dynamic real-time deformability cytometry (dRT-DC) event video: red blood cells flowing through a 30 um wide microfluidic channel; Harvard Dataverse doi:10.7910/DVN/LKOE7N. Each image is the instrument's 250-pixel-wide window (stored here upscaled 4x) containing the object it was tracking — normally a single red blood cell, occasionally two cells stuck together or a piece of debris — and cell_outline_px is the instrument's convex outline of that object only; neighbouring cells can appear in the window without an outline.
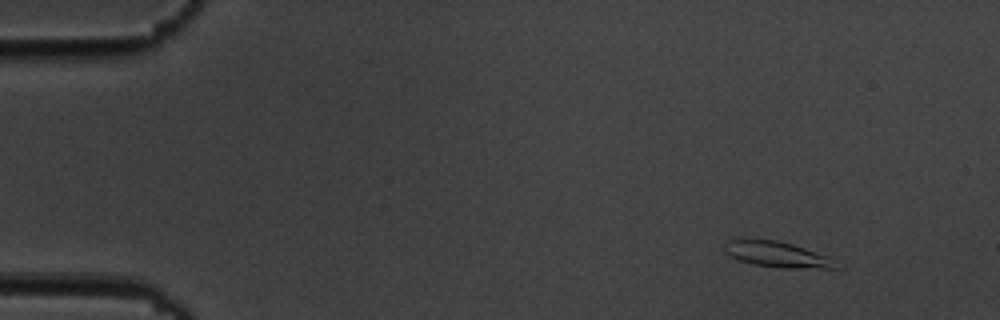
{"species": "common noctule bat (a hibernating species)", "species_latin": "Nyctalus noctula", "temperature_condition": "cold", "stored_images_in_passage": 7, "camera_frame_rate_fps": 3000, "um_per_image_px": 0.085, "animal": {"sex": "male", "body_mass_g": 19.5, "forearm_length_mm": 54.6}, "frame": {"image": 1, "passage_image": 1, "time_ms": 0.0, "image_size_px": [1000, 320], "cell_outline_px": [[844, 268], [780, 268], [752, 264], [736, 260], [728, 256], [724, 252], [724, 244], [728, 240], [776, 240], [792, 244], [832, 256]], "centroid_in_image_um": [66.13, 21.65], "position_along_channel_um": 18.9, "area_um2": 17.11}}
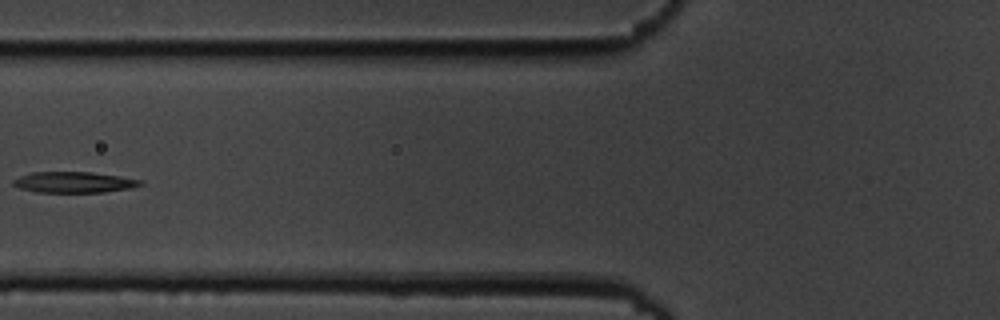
{"frame": {"image": 2, "passage_image": 6, "time_ms": 5.667, "image_size_px": [1000, 320], "cell_outline_px": [[144, 184], [132, 188], [104, 192], [36, 192], [20, 188], [12, 184], [12, 180], [20, 176], [32, 172], [92, 172], [120, 176], [144, 180]], "centroid_in_image_um": [6.33, 15.49], "position_along_channel_um": 119.5, "area_um2": 15.61}}
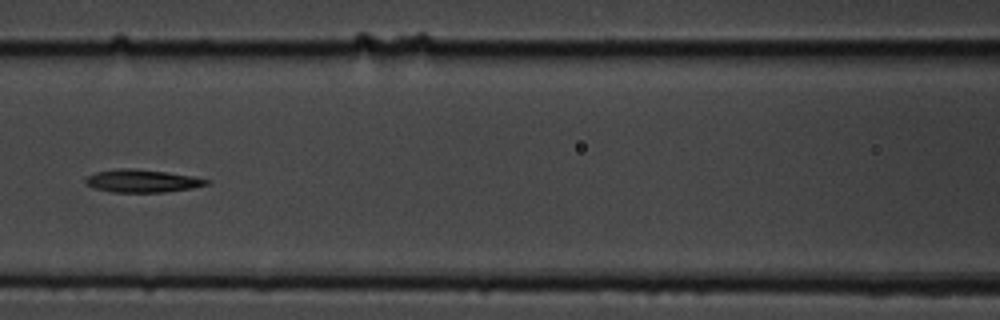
{"frame": {"image": 3, "passage_image": 7, "time_ms": 6.667, "image_size_px": [1000, 320], "cell_outline_px": [[212, 180], [208, 184], [192, 188], [164, 192], [112, 192], [92, 188], [84, 184], [84, 180], [88, 176], [96, 172], [116, 168], [132, 168], [164, 172], [192, 176]], "centroid_in_image_um": [12.04, 15.38], "position_along_channel_um": 154.6, "area_um2": 16.13}}